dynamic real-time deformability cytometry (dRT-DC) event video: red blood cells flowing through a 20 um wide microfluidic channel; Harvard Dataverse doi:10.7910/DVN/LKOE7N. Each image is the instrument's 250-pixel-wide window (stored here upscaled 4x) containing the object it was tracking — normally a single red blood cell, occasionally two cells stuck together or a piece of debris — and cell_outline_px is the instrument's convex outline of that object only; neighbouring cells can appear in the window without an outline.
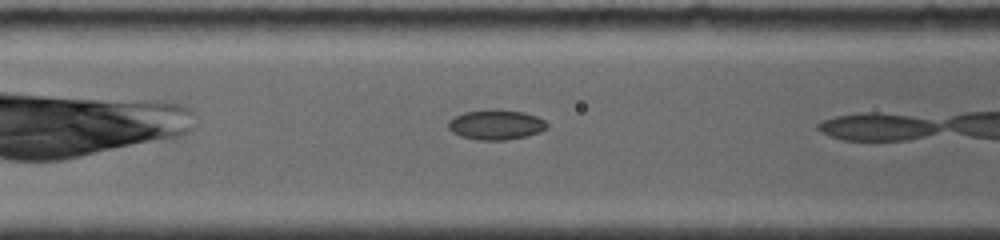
{"species": "common noctule bat (a hibernating species)", "species_latin": "Nyctalus noctula", "temperature_condition": "room temperature", "stored_images_in_passage": 20, "camera_frame_rate_fps": 4000, "um_per_image_px": 0.085, "animal": {"sex": "female", "body_mass_g": 19.0, "forearm_length_mm": 56.7}, "frame": {"image": 1, "passage_image": 6, "time_ms": 1.25, "image_size_px": [1000, 240], "cell_outline_px": [[548, 128], [540, 132], [528, 136], [504, 140], [476, 140], [460, 136], [452, 132], [448, 128], [448, 120], [464, 112], [492, 108], [496, 108], [524, 112], [536, 116], [544, 120], [548, 124]], "centroid_in_image_um": [42.16, 10.59], "position_along_channel_um": 124.4, "area_um2": 17.57}}